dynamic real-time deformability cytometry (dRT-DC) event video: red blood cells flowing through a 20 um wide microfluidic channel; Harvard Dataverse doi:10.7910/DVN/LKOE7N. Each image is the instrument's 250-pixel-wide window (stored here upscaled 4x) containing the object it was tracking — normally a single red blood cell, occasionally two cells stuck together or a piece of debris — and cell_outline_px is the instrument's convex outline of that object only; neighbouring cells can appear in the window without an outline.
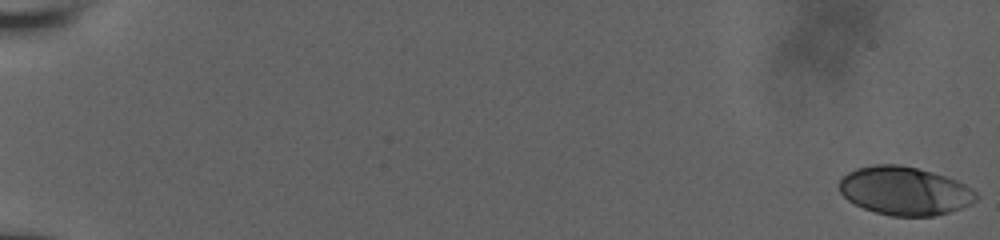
{"species": "human", "species_latin": "Homo sapiens", "temperature_condition": "room temperature", "stored_images_in_passage": 31, "camera_frame_rate_fps": 3000, "um_per_image_px": 0.085, "donor": {"sex": "male"}, "frame": {"image": 1, "passage_image": 1, "time_ms": 0.0, "image_size_px": [1000, 240], "cell_outline_px": [[980, 196], [972, 204], [948, 212], [932, 216], [892, 216], [876, 212], [864, 208], [848, 200], [840, 192], [836, 184], [848, 172], [856, 168], [872, 164], [900, 164], [932, 172], [956, 180], [972, 188]], "centroid_in_image_um": [76.88, 16.21], "position_along_channel_um": 8.1, "area_um2": 38.73}}
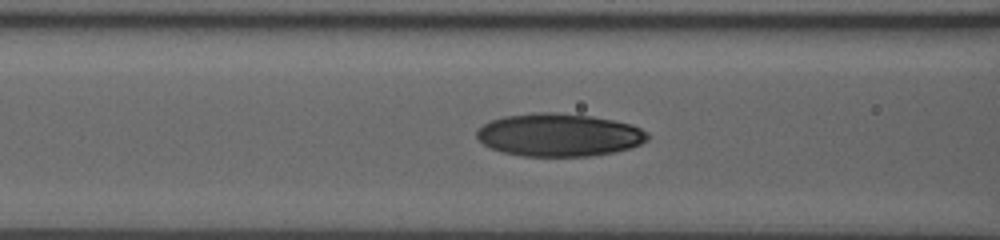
{"frame": {"image": 2, "passage_image": 22, "time_ms": 8.667, "image_size_px": [1000, 240], "cell_outline_px": [[648, 140], [640, 144], [628, 148], [612, 152], [592, 156], [520, 156], [504, 152], [492, 148], [484, 144], [476, 136], [476, 128], [492, 120], [504, 116], [540, 112], [556, 112], [592, 116], [632, 124], [648, 132]], "centroid_in_image_um": [47.51, 11.46], "position_along_channel_um": 119.1, "area_um2": 42.66}}
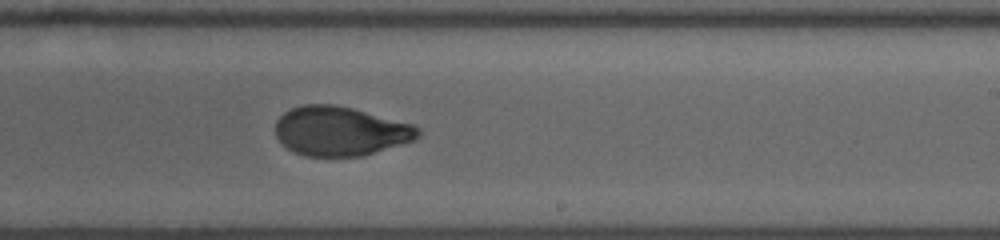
{"frame": {"image": 3, "passage_image": 31, "time_ms": 12.333, "image_size_px": [1000, 240], "cell_outline_px": [[420, 132], [412, 140], [364, 156], [304, 156], [292, 152], [276, 136], [276, 120], [284, 112], [292, 108], [304, 104], [336, 104], [352, 108], [412, 124], [420, 128]], "centroid_in_image_um": [28.89, 11.14], "position_along_channel_um": 260.1, "area_um2": 40.69}}